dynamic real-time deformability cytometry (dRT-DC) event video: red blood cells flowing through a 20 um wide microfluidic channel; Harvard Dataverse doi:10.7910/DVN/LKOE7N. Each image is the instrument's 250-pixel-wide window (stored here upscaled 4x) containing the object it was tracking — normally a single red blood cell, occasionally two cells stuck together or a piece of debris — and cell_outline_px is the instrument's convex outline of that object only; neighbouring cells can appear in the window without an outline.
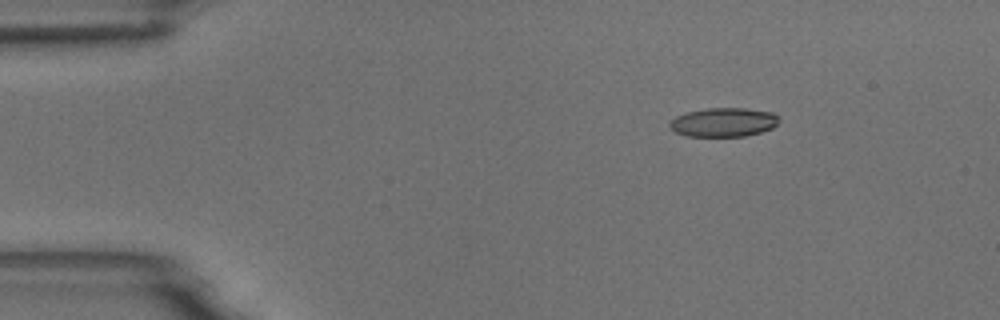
{"species": "common noctule bat (a hibernating species)", "species_latin": "Nyctalus noctula", "temperature_condition": "room temperature", "stored_images_in_passage": 3, "camera_frame_rate_fps": 3000, "um_per_image_px": 0.085, "animal": {"sex": "male", "body_mass_g": 18.8}, "frame": {"image": 1, "passage_image": 1, "time_ms": 0.0, "image_size_px": [1000, 320], "cell_outline_px": [[780, 120], [772, 128], [760, 132], [744, 136], [684, 136], [676, 132], [668, 124], [676, 116], [684, 112], [708, 108], [744, 108], [772, 112]], "centroid_in_image_um": [61.48, 10.38], "position_along_channel_um": 23.5, "area_um2": 18.38}}